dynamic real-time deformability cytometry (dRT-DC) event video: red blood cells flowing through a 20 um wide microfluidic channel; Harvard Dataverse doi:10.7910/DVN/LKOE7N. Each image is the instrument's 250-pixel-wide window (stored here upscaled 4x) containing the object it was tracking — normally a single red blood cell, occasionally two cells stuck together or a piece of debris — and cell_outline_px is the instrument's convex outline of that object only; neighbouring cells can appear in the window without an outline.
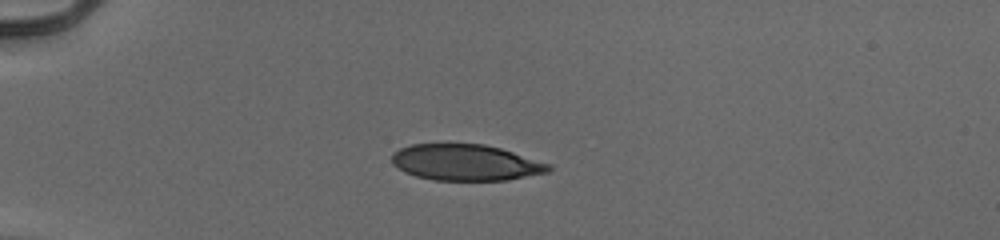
{"species": "human", "species_latin": "Homo sapiens", "temperature_condition": "cold", "stored_images_in_passage": 39, "camera_frame_rate_fps": 3000, "um_per_image_px": 0.085, "donor": {"sex": "male"}, "frame": {"image": 1, "passage_image": 1, "time_ms": 0.0, "image_size_px": [1000, 240], "cell_outline_px": [[552, 168], [548, 172], [504, 180], [432, 180], [416, 176], [404, 172], [392, 164], [392, 152], [400, 148], [412, 144], [484, 144], [500, 148], [552, 164]], "centroid_in_image_um": [39.57, 13.81], "position_along_channel_um": 45.4, "area_um2": 33.0}}
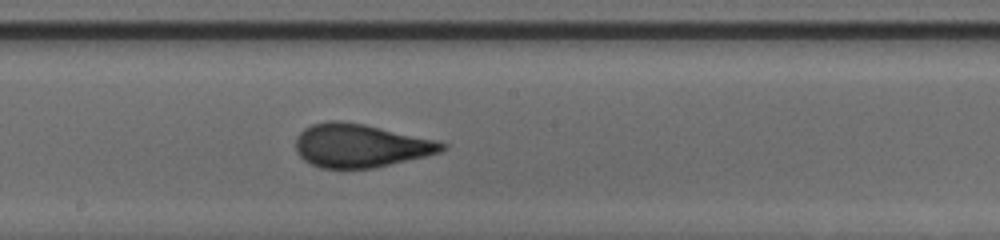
{"frame": {"image": 2, "passage_image": 17, "time_ms": 5.333, "image_size_px": [1000, 240], "cell_outline_px": [[448, 148], [440, 152], [376, 168], [320, 168], [304, 160], [296, 152], [296, 136], [304, 128], [312, 124], [328, 120], [340, 120], [364, 124], [436, 140], [448, 144]], "centroid_in_image_um": [30.62, 12.37], "position_along_channel_um": 217.6, "area_um2": 37.05}}
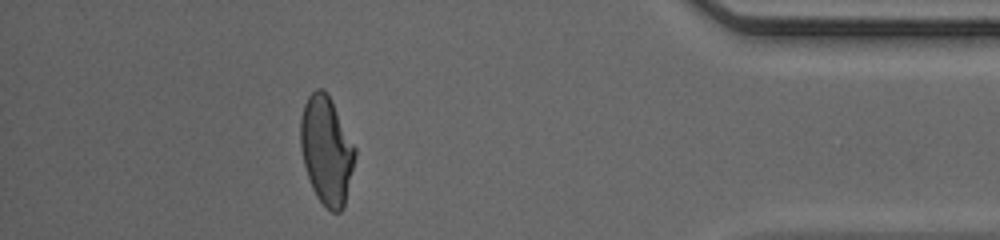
{"frame": {"image": 3, "passage_image": 34, "time_ms": 11.0, "image_size_px": [1000, 240], "cell_outline_px": [[356, 156], [344, 208], [340, 212], [332, 212], [316, 196], [312, 188], [304, 164], [300, 148], [300, 120], [304, 104], [308, 96], [316, 88], [324, 88], [328, 92], [356, 148]], "centroid_in_image_um": [27.76, 12.75], "position_along_channel_um": 407.4, "area_um2": 34.51}, "authors_computed_cell_mechanics": {"area_um2": 35.9516, "velocity_mm_per_s": 3.9906, "shape_relaxation_time_tau1_ms": 4.5725, "shape_relaxation_time_tau2_ms": 0.6892, "deformation_change_tau1": 0.1871, "deformation_change_tau2": 0.0731}}